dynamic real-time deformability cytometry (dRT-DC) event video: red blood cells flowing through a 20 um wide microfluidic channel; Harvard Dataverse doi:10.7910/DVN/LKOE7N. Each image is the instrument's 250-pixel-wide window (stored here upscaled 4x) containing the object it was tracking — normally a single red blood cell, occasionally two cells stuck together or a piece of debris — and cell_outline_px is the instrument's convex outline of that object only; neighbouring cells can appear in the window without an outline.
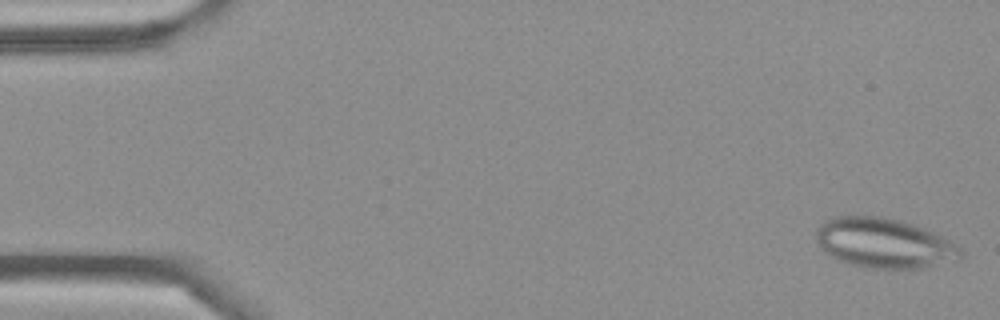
{"species": "Egyptian fruit bat (a non-hibernating species)", "species_latin": "Rousettus aegyptiacus", "temperature_condition": "cold", "stored_images_in_passage": 4, "camera_frame_rate_fps": 3000, "um_per_image_px": 0.085, "frame": {"image": 1, "passage_image": 1, "time_ms": 0.0, "image_size_px": [1000, 320], "cell_outline_px": [[964, 256], [960, 260], [924, 268], [864, 268], [848, 264], [832, 256], [820, 248], [816, 240], [816, 228], [820, 224], [836, 216], [880, 216], [900, 220], [912, 224], [932, 232], [956, 244], [964, 252]], "centroid_in_image_um": [75.16, 20.68], "position_along_channel_um": 9.8, "area_um2": 42.08}}